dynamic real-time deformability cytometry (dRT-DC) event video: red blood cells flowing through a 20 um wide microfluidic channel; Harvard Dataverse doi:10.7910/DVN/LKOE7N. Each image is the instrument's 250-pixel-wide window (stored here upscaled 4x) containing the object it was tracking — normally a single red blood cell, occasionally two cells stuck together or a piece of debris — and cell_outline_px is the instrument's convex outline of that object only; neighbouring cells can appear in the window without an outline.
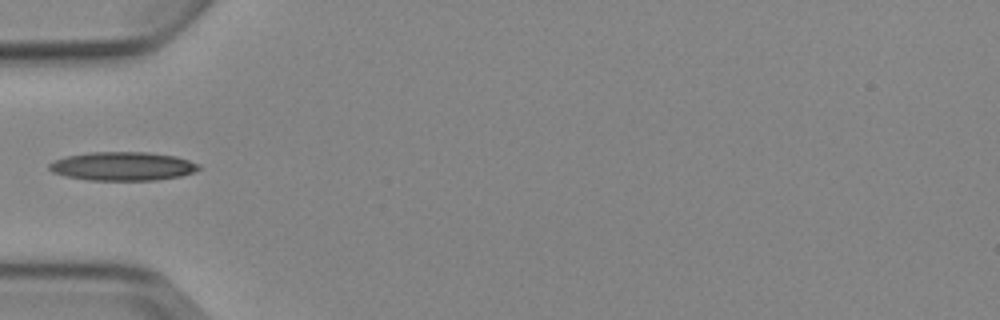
{"species": "Egyptian fruit bat (a non-hibernating species)", "species_latin": "Rousettus aegyptiacus", "temperature_condition": "cold", "stored_images_in_passage": 6, "camera_frame_rate_fps": 3000, "um_per_image_px": 0.085, "animal": {"sex": "female"}, "frame": {"image": 1, "passage_image": 5, "time_ms": 5.667, "image_size_px": [1000, 320], "cell_outline_px": [[200, 168], [192, 172], [180, 176], [156, 180], [88, 180], [64, 176], [52, 172], [48, 168], [48, 164], [52, 160], [64, 156], [88, 152], [148, 152], [176, 156], [200, 164]], "centroid_in_image_um": [10.37, 14.12], "position_along_channel_um": 74.6, "area_um2": 25.2}}
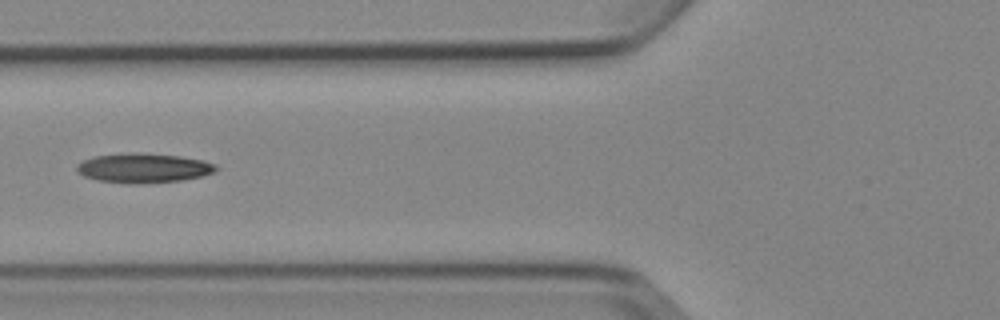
{"frame": {"image": 2, "passage_image": 6, "time_ms": 6.667, "image_size_px": [1000, 320], "cell_outline_px": [[220, 168], [216, 172], [204, 176], [180, 180], [136, 184], [128, 184], [96, 180], [84, 176], [76, 172], [76, 164], [84, 160], [96, 156], [180, 156], [204, 160], [216, 164]], "centroid_in_image_um": [12.26, 14.35], "position_along_channel_um": 113.5, "area_um2": 22.95}}